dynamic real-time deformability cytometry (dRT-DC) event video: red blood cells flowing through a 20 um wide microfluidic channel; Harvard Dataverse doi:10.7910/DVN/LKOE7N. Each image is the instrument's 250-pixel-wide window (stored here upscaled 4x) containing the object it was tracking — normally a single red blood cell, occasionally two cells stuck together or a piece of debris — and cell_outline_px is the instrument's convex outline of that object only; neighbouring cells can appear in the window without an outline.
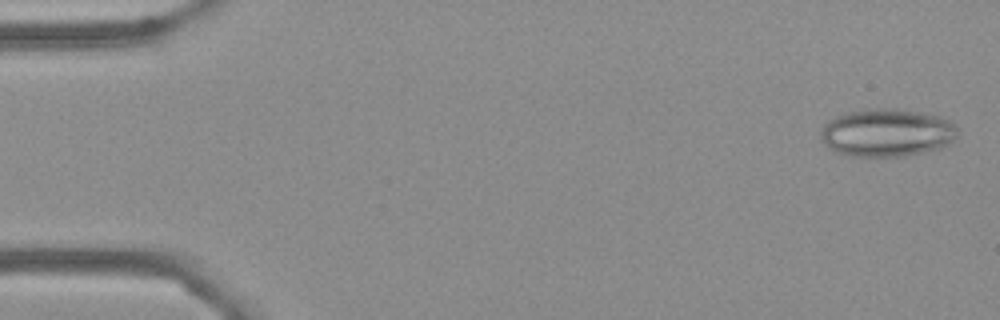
{"species": "Egyptian fruit bat (a non-hibernating species)", "species_latin": "Rousettus aegyptiacus", "temperature_condition": "cold", "stored_images_in_passage": 55, "camera_frame_rate_fps": 3000, "um_per_image_px": 0.085, "frame": {"image": 1, "passage_image": 2, "time_ms": 0.333, "image_size_px": [1000, 320], "cell_outline_px": [[960, 132], [948, 144], [940, 148], [904, 156], [852, 156], [836, 152], [828, 148], [824, 144], [820, 136], [820, 132], [824, 124], [828, 120], [836, 116], [848, 112], [868, 108], [896, 108], [936, 116], [948, 120], [956, 124]], "centroid_in_image_um": [75.36, 11.27], "position_along_channel_um": 9.6, "area_um2": 38.26}}
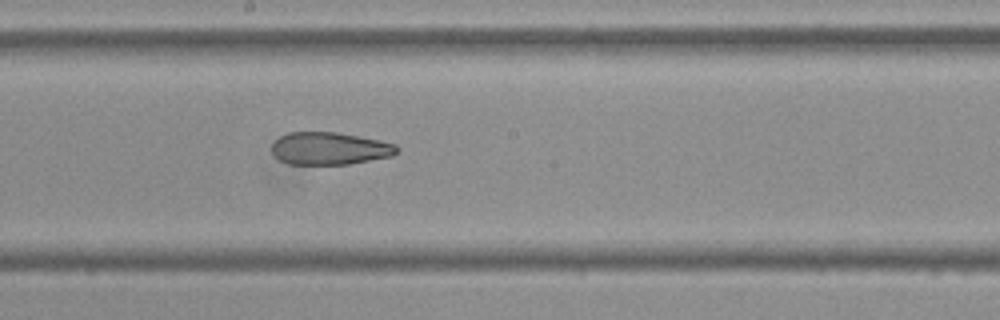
{"frame": {"image": 2, "passage_image": 30, "time_ms": 9.667, "image_size_px": [1000, 320], "cell_outline_px": [[400, 148], [392, 156], [348, 164], [288, 164], [280, 160], [272, 152], [272, 144], [280, 136], [288, 132], [336, 132], [380, 140], [396, 144]], "centroid_in_image_um": [28.02, 12.61], "position_along_channel_um": 220.2, "area_um2": 23.64}}
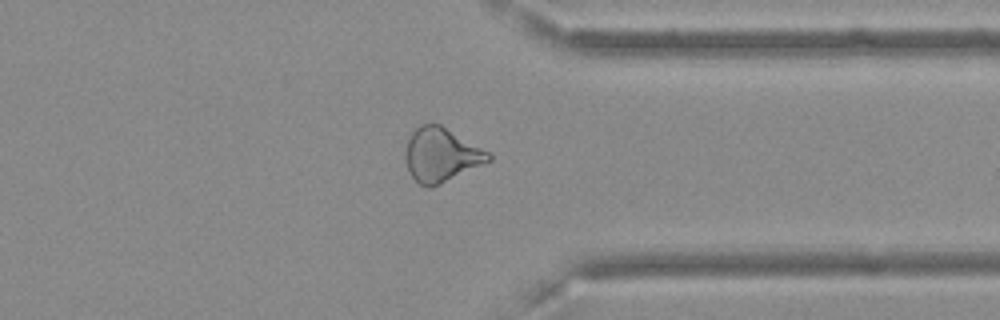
{"frame": {"image": 3, "passage_image": 43, "time_ms": 14.0, "image_size_px": [1000, 320], "cell_outline_px": [[492, 160], [432, 188], [428, 188], [420, 184], [412, 176], [408, 168], [408, 140], [412, 132], [420, 124], [440, 124], [488, 152], [492, 156]], "centroid_in_image_um": [37.53, 13.18], "position_along_channel_um": 373.9, "area_um2": 25.43}, "authors_computed_cell_mechanics": {"area_um2": 28.1486, "velocity_mm_per_s": 3.6295, "shape_relaxation_time_tau1_ms": null, "shape_relaxation_time_tau2_ms": 4.1964, "deformation_change_tau1": null, "deformation_change_tau2": 0.1391}}